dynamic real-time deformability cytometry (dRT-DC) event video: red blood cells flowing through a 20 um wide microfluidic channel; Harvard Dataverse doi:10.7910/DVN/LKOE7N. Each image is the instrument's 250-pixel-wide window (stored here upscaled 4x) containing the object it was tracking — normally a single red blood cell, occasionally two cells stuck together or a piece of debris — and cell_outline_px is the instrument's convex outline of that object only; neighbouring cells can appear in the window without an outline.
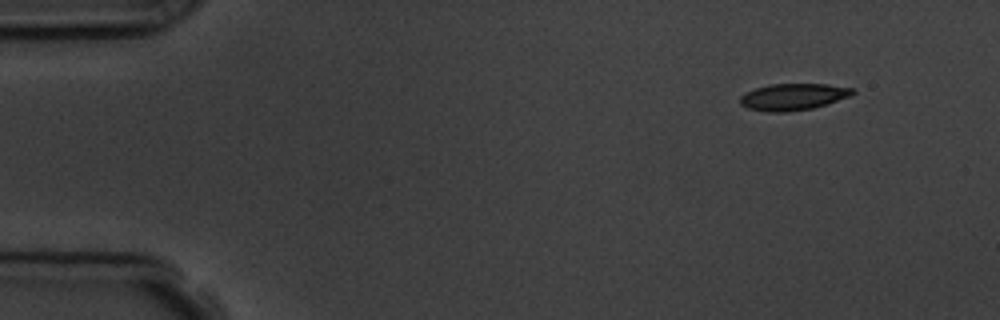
{"species": "common noctule bat (a hibernating species)", "species_latin": "Nyctalus noctula", "temperature_condition": "room temperature", "stored_images_in_passage": 3, "camera_frame_rate_fps": 3000, "um_per_image_px": 0.085, "animal": {"sex": "male", "body_mass_g": 19.5, "forearm_length_mm": 54.6}, "frame": {"image": 1, "passage_image": 1, "time_ms": 0.0, "image_size_px": [1000, 320], "cell_outline_px": [[856, 92], [852, 96], [812, 108], [788, 112], [768, 112], [748, 108], [740, 104], [740, 96], [756, 88], [772, 84], [828, 84], [852, 88]], "centroid_in_image_um": [67.44, 8.23], "position_along_channel_um": 17.6, "area_um2": 17.4}}